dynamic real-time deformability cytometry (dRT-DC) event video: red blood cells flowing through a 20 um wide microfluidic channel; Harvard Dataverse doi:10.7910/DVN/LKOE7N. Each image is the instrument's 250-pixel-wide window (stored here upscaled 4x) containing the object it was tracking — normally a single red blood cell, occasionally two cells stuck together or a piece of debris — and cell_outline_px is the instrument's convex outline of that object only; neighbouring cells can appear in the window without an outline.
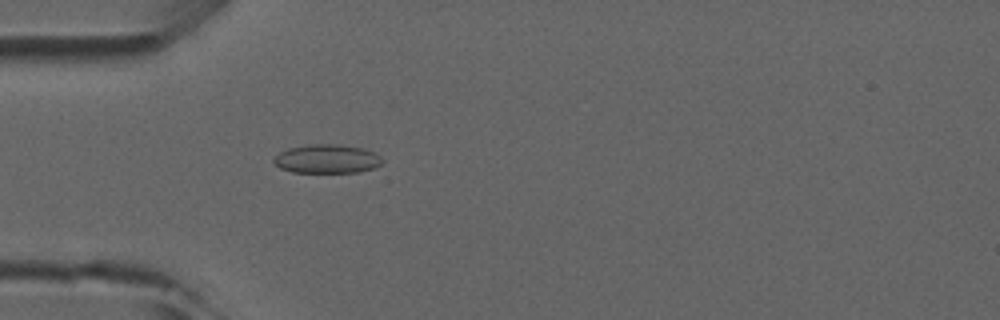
{"species": "common noctule bat (a hibernating species)", "species_latin": "Nyctalus noctula", "temperature_condition": "room temperature", "stored_images_in_passage": 5, "camera_frame_rate_fps": 3000, "um_per_image_px": 0.085, "animal": {"sex": "male", "forearm_length_mm": 52.5}, "frame": {"image": 1, "passage_image": 5, "time_ms": 4.667, "image_size_px": [1000, 320], "cell_outline_px": [[384, 160], [380, 164], [372, 168], [360, 172], [292, 172], [280, 168], [272, 160], [280, 152], [288, 148], [312, 144], [336, 144], [364, 148], [376, 152]], "centroid_in_image_um": [27.82, 13.5], "position_along_channel_um": 57.2, "area_um2": 18.21}}